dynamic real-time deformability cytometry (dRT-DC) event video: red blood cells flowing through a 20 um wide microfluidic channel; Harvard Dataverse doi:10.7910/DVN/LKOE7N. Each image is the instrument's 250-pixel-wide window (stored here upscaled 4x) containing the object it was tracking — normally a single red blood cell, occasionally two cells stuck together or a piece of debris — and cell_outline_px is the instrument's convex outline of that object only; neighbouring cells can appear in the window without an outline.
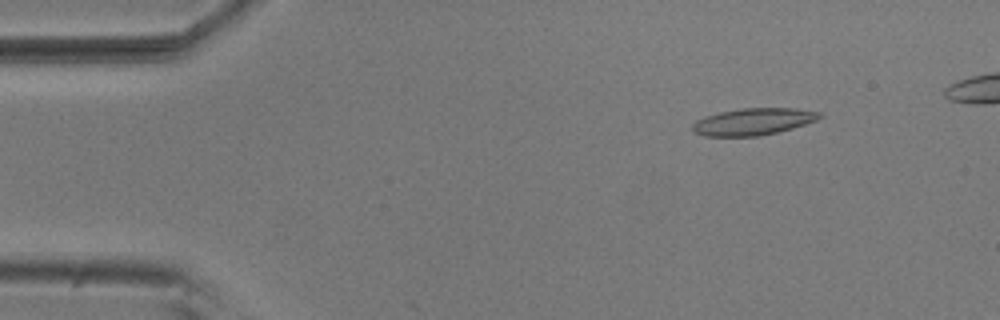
{"species": "common noctule bat (a hibernating species)", "species_latin": "Nyctalus noctula", "temperature_condition": "room temperature", "stored_images_in_passage": 5, "camera_frame_rate_fps": 3000, "um_per_image_px": 0.085, "animal": {"sex": "male", "body_mass_g": 20.5, "forearm_length_mm": 52.5}, "frame": {"image": 1, "passage_image": 2, "time_ms": 0.333, "image_size_px": [1000, 320], "cell_outline_px": [[824, 116], [816, 120], [792, 128], [760, 136], [704, 136], [696, 132], [692, 128], [692, 124], [696, 120], [704, 116], [720, 112], [740, 108], [796, 108], [824, 112]], "centroid_in_image_um": [64.05, 10.32], "position_along_channel_um": 20.9, "area_um2": 20.0}}